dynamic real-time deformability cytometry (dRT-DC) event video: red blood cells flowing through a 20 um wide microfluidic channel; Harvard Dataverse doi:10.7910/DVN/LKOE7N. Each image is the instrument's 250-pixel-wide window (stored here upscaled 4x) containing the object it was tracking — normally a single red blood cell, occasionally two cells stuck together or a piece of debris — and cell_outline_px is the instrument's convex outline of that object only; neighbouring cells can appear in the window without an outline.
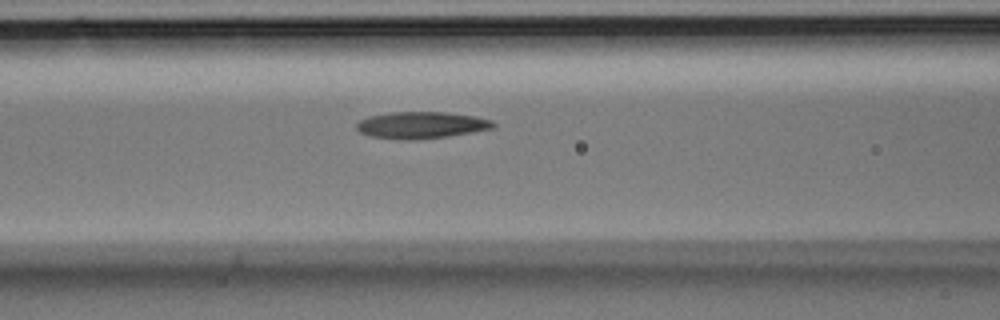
{"species": "Egyptian fruit bat (a non-hibernating species)", "species_latin": "Rousettus aegyptiacus", "temperature_condition": "room temperature", "stored_images_in_passage": 4, "camera_frame_rate_fps": 3000, "um_per_image_px": 0.085, "animal": {"sex": "male"}, "frame": {"image": 1, "passage_image": 4, "time_ms": 1.0, "image_size_px": [1000, 320], "cell_outline_px": [[496, 128], [448, 136], [416, 140], [404, 140], [372, 136], [360, 132], [356, 128], [356, 124], [360, 120], [368, 116], [388, 112], [448, 112], [476, 116], [492, 120], [496, 124]], "centroid_in_image_um": [35.84, 10.62], "position_along_channel_um": 130.8, "area_um2": 21.5}}